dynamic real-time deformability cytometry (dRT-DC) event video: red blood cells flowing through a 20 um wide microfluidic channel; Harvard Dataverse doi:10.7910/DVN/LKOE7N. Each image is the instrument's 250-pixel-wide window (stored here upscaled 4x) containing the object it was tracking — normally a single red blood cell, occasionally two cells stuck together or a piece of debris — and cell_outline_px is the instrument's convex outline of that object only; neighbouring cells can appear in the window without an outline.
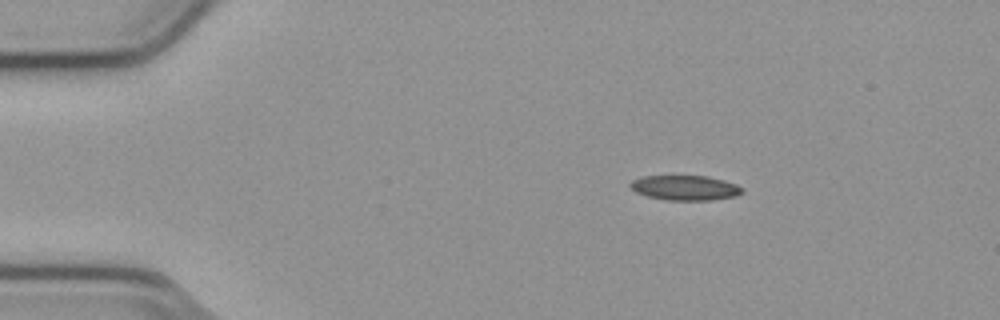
{"species": "common noctule bat (a hibernating species)", "species_latin": "Nyctalus noctula", "temperature_condition": "cold", "stored_images_in_passage": 54, "camera_frame_rate_fps": 3000, "um_per_image_px": 0.085, "animal": {"sex": "male", "body_mass_g": 23.1, "forearm_length_mm": 52.7}, "frame": {"image": 1, "passage_image": 9, "time_ms": 2.667, "image_size_px": [1000, 320], "cell_outline_px": [[744, 192], [736, 196], [708, 200], [668, 200], [648, 196], [636, 192], [628, 184], [632, 180], [644, 176], [708, 176], [724, 180], [736, 184], [744, 188]], "centroid_in_image_um": [58.26, 15.96], "position_along_channel_um": 26.7, "area_um2": 16.18}}
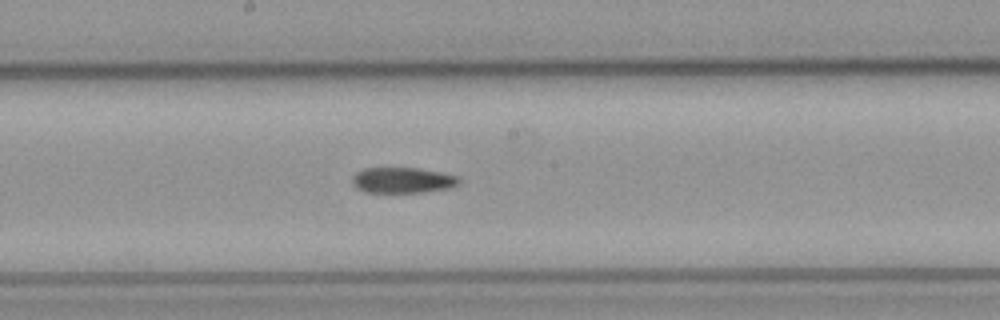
{"frame": {"image": 2, "passage_image": 29, "time_ms": 9.333, "image_size_px": [1000, 320], "cell_outline_px": [[460, 180], [456, 184], [448, 188], [424, 192], [364, 192], [352, 180], [352, 176], [356, 172], [364, 168], [416, 168], [440, 172], [456, 176]], "centroid_in_image_um": [34.2, 15.31], "position_along_channel_um": 214.0, "area_um2": 15.61}}
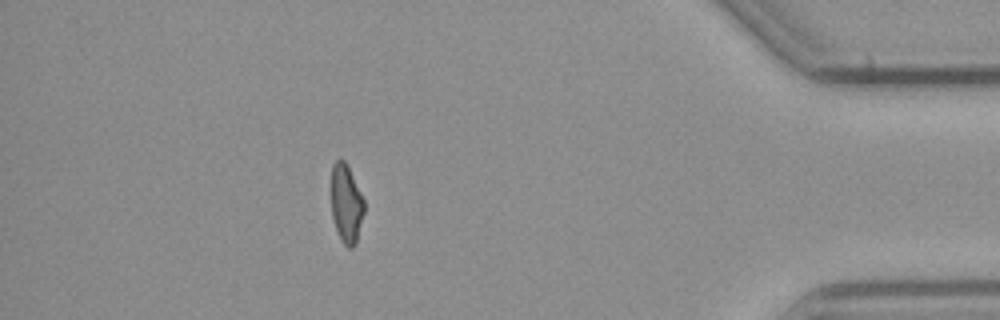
{"frame": {"image": 3, "passage_image": 48, "time_ms": 15.667, "image_size_px": [1000, 320], "cell_outline_px": [[364, 212], [356, 244], [352, 248], [348, 248], [344, 244], [336, 228], [332, 216], [332, 164], [336, 160], [344, 160], [348, 164], [364, 200]], "centroid_in_image_um": [29.45, 17.29], "position_along_channel_um": 405.8, "area_um2": 14.97}}